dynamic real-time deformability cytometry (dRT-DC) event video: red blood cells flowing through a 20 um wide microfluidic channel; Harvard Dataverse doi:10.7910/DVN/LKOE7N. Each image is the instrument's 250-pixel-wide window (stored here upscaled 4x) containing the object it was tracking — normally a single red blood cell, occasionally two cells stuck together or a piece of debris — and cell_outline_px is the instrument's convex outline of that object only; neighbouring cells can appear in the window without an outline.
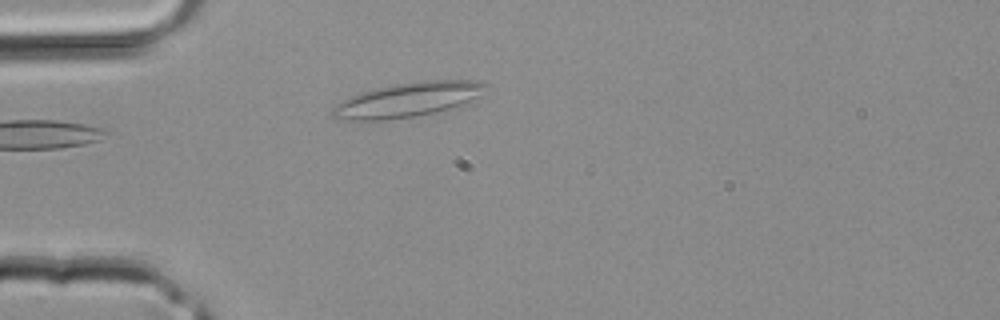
{"species": "common noctule bat (a hibernating species)", "species_latin": "Nyctalus noctula", "temperature_condition": "room temperature", "stored_images_in_passage": 3, "camera_frame_rate_fps": 3000, "um_per_image_px": 0.085, "animal": {"sex": "male", "body_mass_g": 20.4}, "frame": {"image": 1, "passage_image": 3, "time_ms": 0.667, "image_size_px": [1000, 320], "cell_outline_px": [[492, 84], [456, 112], [384, 120], [336, 120], [332, 116], [332, 108], [336, 104], [352, 96], [376, 88], [396, 84], [424, 80], [476, 80]], "centroid_in_image_um": [34.79, 8.51], "position_along_channel_um": 50.2, "area_um2": 31.73}}